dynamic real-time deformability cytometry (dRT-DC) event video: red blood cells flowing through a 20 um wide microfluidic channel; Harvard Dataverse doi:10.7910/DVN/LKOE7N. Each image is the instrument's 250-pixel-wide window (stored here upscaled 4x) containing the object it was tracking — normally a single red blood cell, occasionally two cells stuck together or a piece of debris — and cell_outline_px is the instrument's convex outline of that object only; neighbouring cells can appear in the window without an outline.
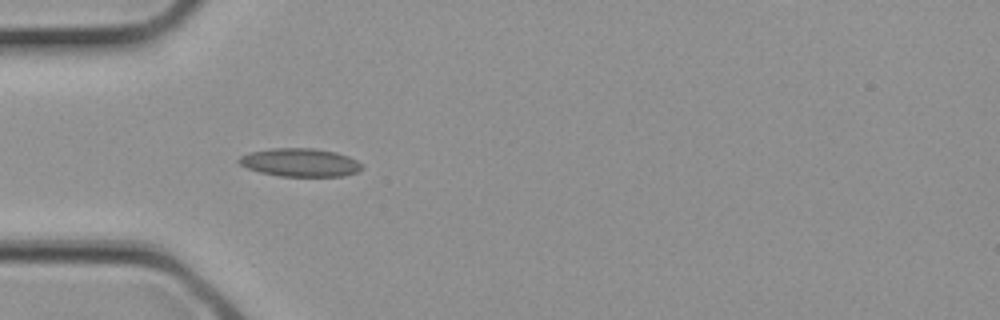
{"species": "common noctule bat (a hibernating species)", "species_latin": "Nyctalus noctula", "temperature_condition": "cold", "stored_images_in_passage": 3, "camera_frame_rate_fps": 3000, "um_per_image_px": 0.085, "animal": {"sex": "female", "body_mass_g": 21.9}, "frame": {"image": 1, "passage_image": 3, "time_ms": 0.667, "image_size_px": [1000, 320], "cell_outline_px": [[364, 168], [356, 172], [344, 176], [280, 176], [260, 172], [248, 168], [240, 164], [236, 160], [240, 156], [252, 152], [272, 148], [312, 148], [336, 152], [348, 156], [356, 160]], "centroid_in_image_um": [25.51, 13.81], "position_along_channel_um": 59.5, "area_um2": 20.11}}